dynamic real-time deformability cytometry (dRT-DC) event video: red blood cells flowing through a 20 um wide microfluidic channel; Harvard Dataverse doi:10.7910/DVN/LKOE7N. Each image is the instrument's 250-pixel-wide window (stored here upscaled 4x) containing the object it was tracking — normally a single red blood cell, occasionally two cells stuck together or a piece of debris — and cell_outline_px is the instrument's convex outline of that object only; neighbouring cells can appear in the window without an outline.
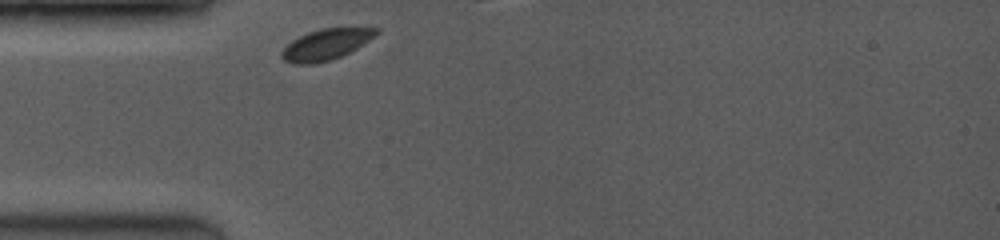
{"species": "common noctule bat (a hibernating species)", "species_latin": "Nyctalus noctula", "temperature_condition": "room temperature", "stored_images_in_passage": 1, "camera_frame_rate_fps": 3500, "um_per_image_px": 0.085, "animal": {"sex": "female", "body_mass_g": 19.0, "forearm_length_mm": 53.3}, "frame": {"image": 1, "passage_image": 1, "time_ms": 0.0, "image_size_px": [1000, 240], "cell_outline_px": [[380, 32], [356, 48], [340, 56], [328, 60], [312, 64], [292, 64], [284, 60], [280, 56], [280, 52], [292, 40], [308, 32], [320, 28], [380, 28]], "centroid_in_image_um": [27.67, 3.78], "position_along_channel_um": 57.3, "area_um2": 16.76}}